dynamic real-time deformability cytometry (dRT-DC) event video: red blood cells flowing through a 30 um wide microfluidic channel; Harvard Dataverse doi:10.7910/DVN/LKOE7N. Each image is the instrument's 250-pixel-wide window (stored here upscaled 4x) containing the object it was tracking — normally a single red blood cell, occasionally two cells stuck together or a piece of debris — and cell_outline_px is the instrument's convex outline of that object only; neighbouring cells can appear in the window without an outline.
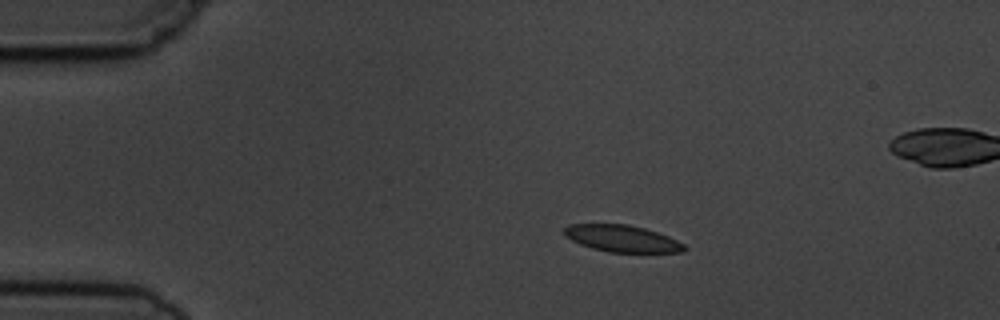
{"species": "common noctule bat (a hibernating species)", "species_latin": "Nyctalus noctula", "temperature_condition": "cold", "stored_images_in_passage": 15, "camera_frame_rate_fps": 3000, "um_per_image_px": 0.085, "animal": {"sex": "male", "body_mass_g": 19.5, "forearm_length_mm": 54.6}, "frame": {"image": 1, "passage_image": 2, "time_ms": 1.333, "image_size_px": [1000, 320], "cell_outline_px": [[688, 248], [684, 252], [608, 252], [592, 248], [580, 244], [564, 236], [564, 228], [568, 224], [628, 224], [644, 228], [668, 236], [684, 244]], "centroid_in_image_um": [52.87, 20.27], "position_along_channel_um": 32.1, "area_um2": 18.73}}
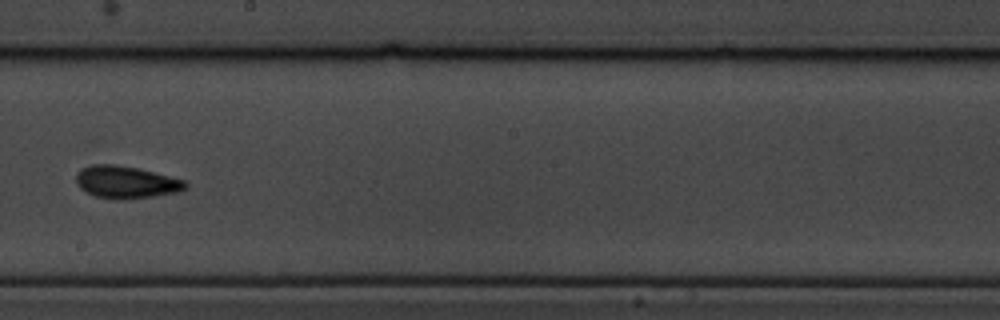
{"frame": {"image": 2, "passage_image": 8, "time_ms": 8.333, "image_size_px": [1000, 320], "cell_outline_px": [[188, 188], [176, 192], [156, 196], [120, 200], [96, 196], [80, 188], [76, 184], [76, 172], [80, 168], [92, 164], [116, 164], [136, 168], [184, 180], [188, 184]], "centroid_in_image_um": [10.68, 15.48], "position_along_channel_um": 237.5, "area_um2": 20.58}}
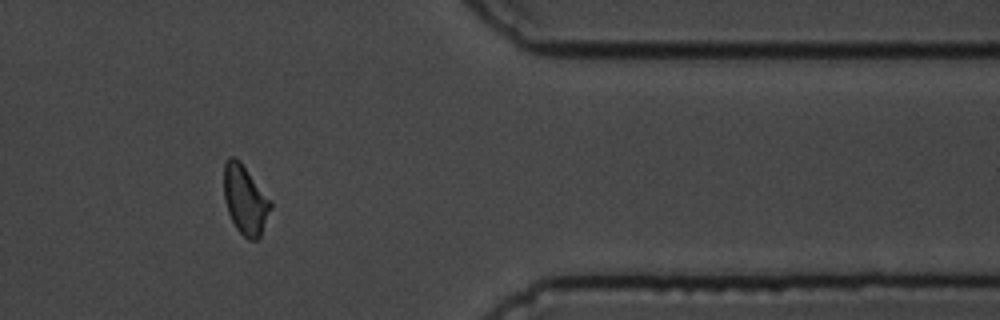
{"frame": {"image": 3, "passage_image": 12, "time_ms": 13.0, "image_size_px": [1000, 320], "cell_outline_px": [[272, 208], [260, 236], [256, 240], [248, 240], [236, 228], [228, 212], [224, 200], [224, 164], [228, 156], [232, 156], [240, 160], [272, 200]], "centroid_in_image_um": [20.85, 16.96], "position_along_channel_um": 390.5, "area_um2": 19.07}, "authors_computed_cell_mechanics": {"area_um2": 19.074, "velocity_mm_per_s": 3.6661, "shape_relaxation_time_tau1_ms": 2.0154, "shape_relaxation_time_tau2_ms": 1.9127, "deformation_change_tau1": 0.0752, "deformation_change_tau2": 0.0406}}